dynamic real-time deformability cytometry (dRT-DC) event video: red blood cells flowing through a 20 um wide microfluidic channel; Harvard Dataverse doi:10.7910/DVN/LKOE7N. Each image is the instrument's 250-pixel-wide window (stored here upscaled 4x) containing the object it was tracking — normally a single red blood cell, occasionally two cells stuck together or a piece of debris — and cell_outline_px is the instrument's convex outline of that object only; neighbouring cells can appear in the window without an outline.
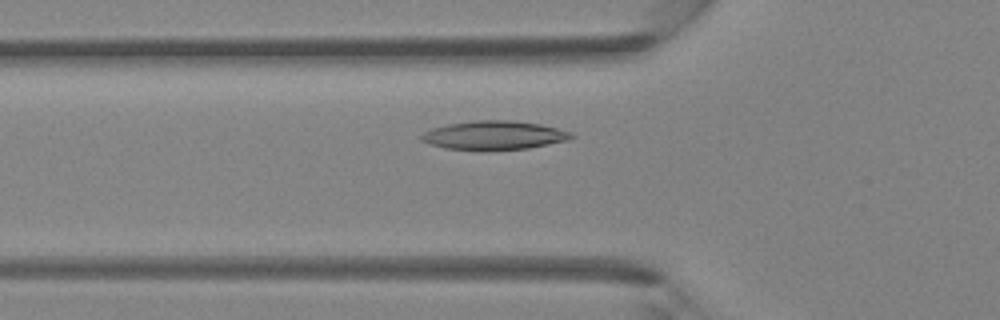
{"species": "Egyptian fruit bat (a non-hibernating species)", "species_latin": "Rousettus aegyptiacus", "temperature_condition": "room temperature", "stored_images_in_passage": 41, "camera_frame_rate_fps": 3000, "um_per_image_px": 0.085, "animal": {"sex": "female"}, "frame": {"image": 1, "passage_image": 12, "time_ms": 3.667, "image_size_px": [1000, 320], "cell_outline_px": [[576, 136], [568, 140], [528, 148], [480, 152], [444, 148], [428, 144], [420, 140], [420, 136], [424, 132], [432, 128], [448, 124], [476, 120], [508, 120], [540, 124], [572, 132]], "centroid_in_image_um": [41.95, 11.53], "position_along_channel_um": 83.8, "area_um2": 25.66}}
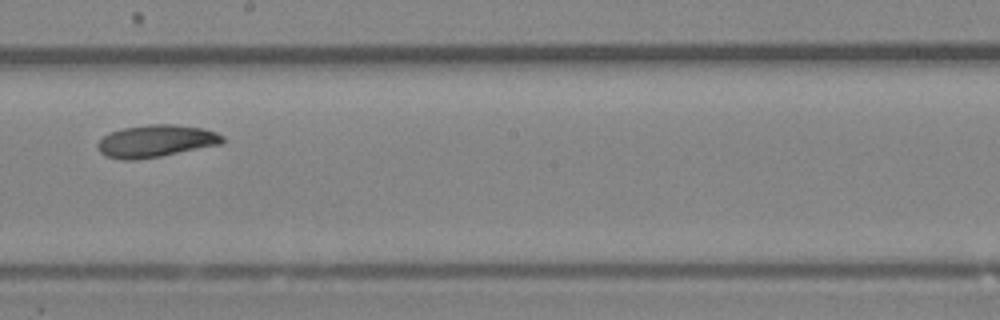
{"frame": {"image": 2, "passage_image": 22, "time_ms": 7.0, "image_size_px": [1000, 320], "cell_outline_px": [[224, 140], [220, 144], [160, 156], [132, 160], [124, 160], [104, 156], [100, 152], [96, 144], [108, 132], [124, 128], [148, 124], [172, 124], [204, 128], [216, 132], [224, 136]], "centroid_in_image_um": [13.23, 11.98], "position_along_channel_um": 235.0, "area_um2": 23.41}}
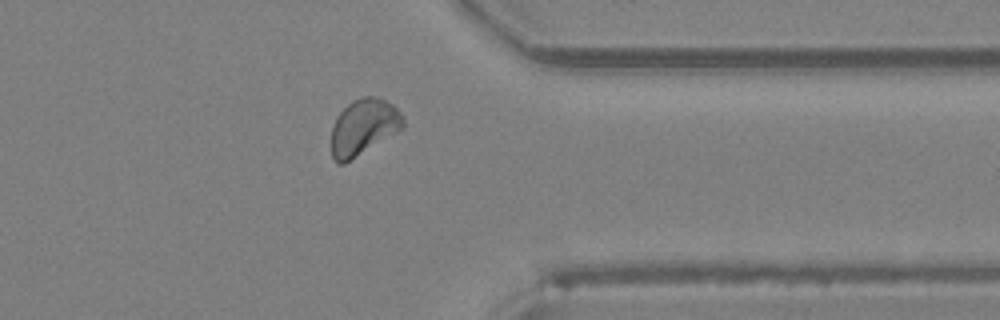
{"frame": {"image": 3, "passage_image": 32, "time_ms": 10.333, "image_size_px": [1000, 320], "cell_outline_px": [[404, 128], [344, 164], [336, 164], [332, 156], [332, 124], [336, 116], [352, 100], [364, 96], [380, 96], [392, 104], [404, 116]], "centroid_in_image_um": [30.91, 10.78], "position_along_channel_um": 380.5, "area_um2": 23.64}}